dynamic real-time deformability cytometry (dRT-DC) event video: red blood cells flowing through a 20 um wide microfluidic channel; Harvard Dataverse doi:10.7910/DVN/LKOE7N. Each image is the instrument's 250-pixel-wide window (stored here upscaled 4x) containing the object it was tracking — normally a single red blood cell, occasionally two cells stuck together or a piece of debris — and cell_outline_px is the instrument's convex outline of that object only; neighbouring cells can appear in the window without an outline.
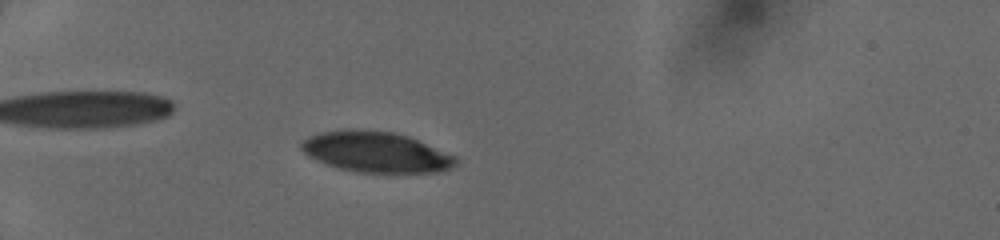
{"species": "human", "species_latin": "Homo sapiens", "temperature_condition": "cold", "stored_images_in_passage": 22, "camera_frame_rate_fps": 3000, "um_per_image_px": 0.085, "donor": {"sex": "female"}, "frame": {"image": 1, "passage_image": 13, "time_ms": 5.0, "image_size_px": [1000, 240], "cell_outline_px": [[456, 164], [440, 172], [360, 172], [340, 168], [316, 160], [308, 156], [300, 148], [300, 140], [316, 132], [340, 128], [364, 128], [396, 132], [408, 136], [456, 156]], "centroid_in_image_um": [31.88, 12.87], "position_along_channel_um": 53.1, "area_um2": 36.99}}
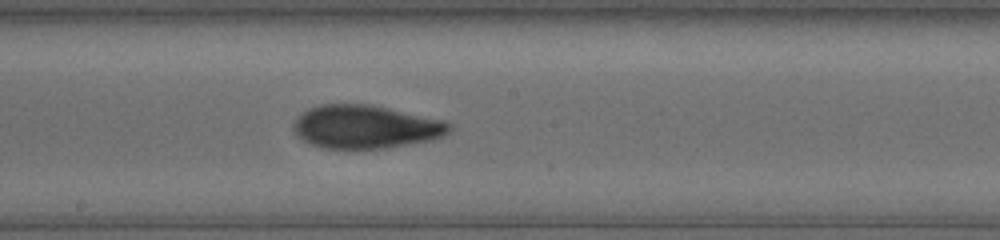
{"frame": {"image": 2, "passage_image": 19, "time_ms": 9.667, "image_size_px": [1000, 240], "cell_outline_px": [[452, 128], [444, 136], [432, 140], [388, 148], [344, 152], [324, 148], [312, 144], [296, 136], [292, 128], [292, 124], [308, 108], [320, 104], [368, 104], [388, 108], [444, 120], [452, 124]], "centroid_in_image_um": [31.06, 10.82], "position_along_channel_um": 217.1, "area_um2": 40.23}}
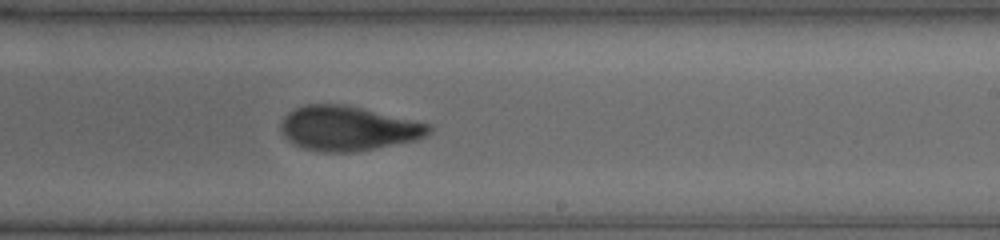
{"frame": {"image": 3, "passage_image": 22, "time_ms": 10.667, "image_size_px": [1000, 240], "cell_outline_px": [[432, 128], [424, 136], [416, 140], [356, 152], [324, 152], [304, 148], [292, 144], [284, 136], [280, 128], [280, 124], [284, 116], [288, 112], [296, 108], [308, 104], [340, 104], [360, 108], [432, 124]], "centroid_in_image_um": [29.55, 10.92], "position_along_channel_um": 259.4, "area_um2": 38.26}}